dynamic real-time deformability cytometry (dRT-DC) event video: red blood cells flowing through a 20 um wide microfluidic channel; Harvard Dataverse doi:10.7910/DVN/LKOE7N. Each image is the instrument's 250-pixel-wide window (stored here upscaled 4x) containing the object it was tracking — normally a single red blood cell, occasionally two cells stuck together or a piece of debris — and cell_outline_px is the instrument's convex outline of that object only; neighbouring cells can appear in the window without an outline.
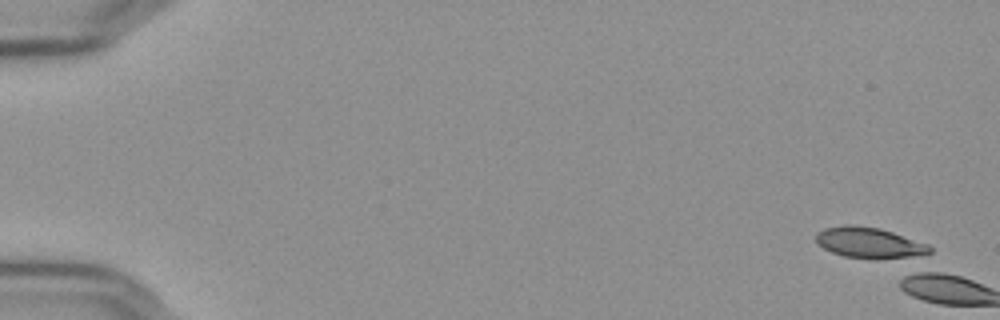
{"species": "Egyptian fruit bat (a non-hibernating species)", "species_latin": "Rousettus aegyptiacus", "temperature_condition": "cold", "stored_images_in_passage": 1, "camera_frame_rate_fps": 3000, "um_per_image_px": 0.085, "frame": {"image": 1, "passage_image": 1, "time_ms": 0.0, "image_size_px": [1000, 320], "cell_outline_px": [[932, 252], [924, 256], [844, 256], [832, 252], [816, 244], [816, 232], [824, 228], [844, 224], [852, 224], [880, 228], [928, 244], [932, 248]], "centroid_in_image_um": [73.85, 20.57], "position_along_channel_um": 11.1, "area_um2": 19.77}}